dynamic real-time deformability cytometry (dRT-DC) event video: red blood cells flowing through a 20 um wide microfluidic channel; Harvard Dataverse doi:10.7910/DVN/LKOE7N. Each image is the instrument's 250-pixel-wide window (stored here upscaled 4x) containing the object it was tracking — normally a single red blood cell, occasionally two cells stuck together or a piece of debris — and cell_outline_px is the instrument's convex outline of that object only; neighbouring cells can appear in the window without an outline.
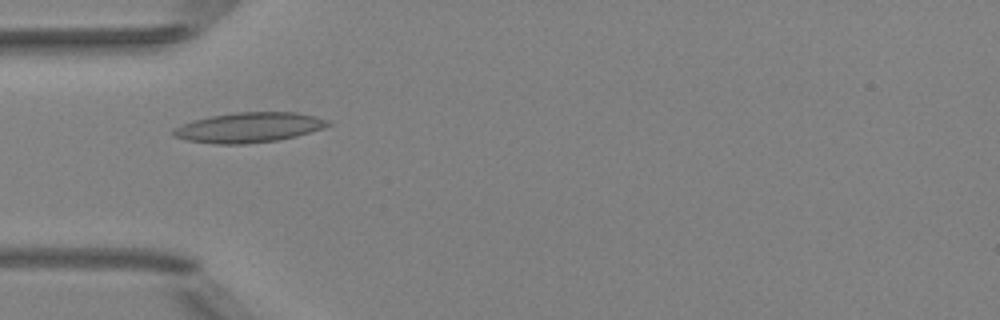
{"species": "Egyptian fruit bat (a non-hibernating species)", "species_latin": "Rousettus aegyptiacus", "temperature_condition": "room temperature", "stored_images_in_passage": 7, "camera_frame_rate_fps": 3000, "um_per_image_px": 0.085, "animal": {"sex": "female"}, "frame": {"image": 1, "passage_image": 5, "time_ms": 1.333, "image_size_px": [1000, 320], "cell_outline_px": [[332, 124], [324, 128], [296, 136], [276, 140], [244, 144], [216, 144], [188, 140], [172, 136], [172, 128], [192, 120], [212, 116], [236, 112], [296, 112], [316, 116], [328, 120]], "centroid_in_image_um": [21.15, 10.83], "position_along_channel_um": 63.8, "area_um2": 27.05}}
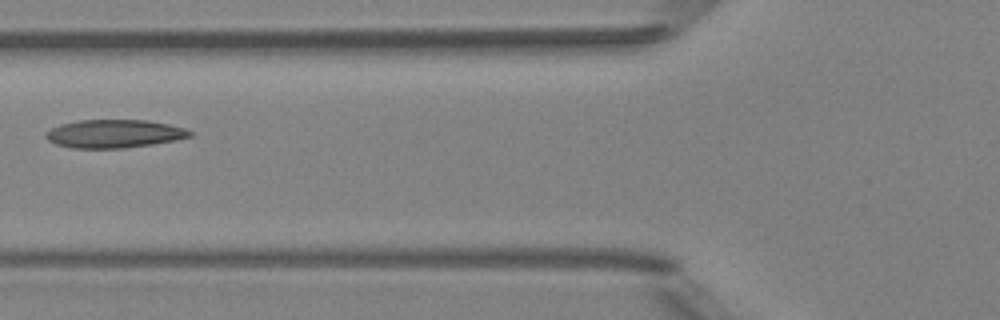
{"frame": {"image": 2, "passage_image": 6, "time_ms": 1.667, "image_size_px": [1000, 320], "cell_outline_px": [[196, 132], [192, 136], [176, 140], [152, 144], [124, 148], [72, 148], [56, 144], [48, 140], [44, 136], [44, 132], [60, 124], [80, 120], [148, 120], [168, 124], [184, 128]], "centroid_in_image_um": [9.72, 11.36], "position_along_channel_um": 116.1, "area_um2": 23.81}}
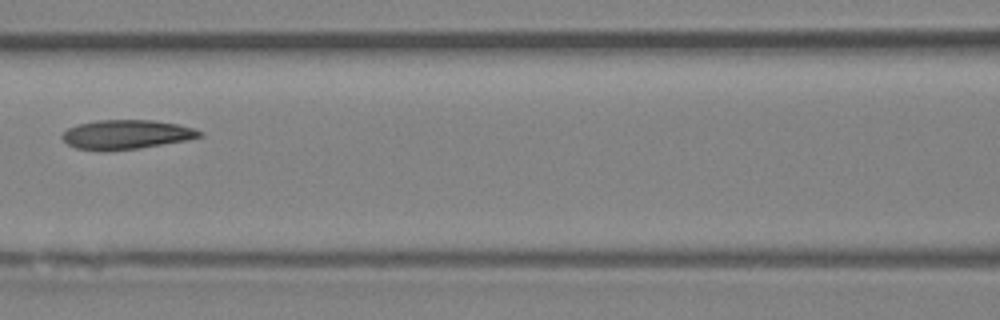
{"frame": {"image": 3, "passage_image": 7, "time_ms": 2.0, "image_size_px": [1000, 320], "cell_outline_px": [[204, 136], [188, 140], [140, 148], [76, 148], [68, 144], [60, 136], [68, 128], [76, 124], [96, 120], [152, 120], [176, 124], [196, 128], [204, 132]], "centroid_in_image_um": [10.82, 11.39], "position_along_channel_um": 155.8, "area_um2": 22.89}}